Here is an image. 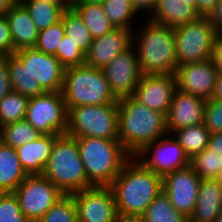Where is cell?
Returning <instances> with one entry per match:
<instances>
[{
    "mask_svg": "<svg viewBox=\"0 0 222 222\" xmlns=\"http://www.w3.org/2000/svg\"><path fill=\"white\" fill-rule=\"evenodd\" d=\"M167 134L164 113L144 106L133 96L118 99V139L131 157Z\"/></svg>",
    "mask_w": 222,
    "mask_h": 222,
    "instance_id": "obj_1",
    "label": "cell"
},
{
    "mask_svg": "<svg viewBox=\"0 0 222 222\" xmlns=\"http://www.w3.org/2000/svg\"><path fill=\"white\" fill-rule=\"evenodd\" d=\"M109 187L115 198L117 214L143 216L162 192V177L131 157Z\"/></svg>",
    "mask_w": 222,
    "mask_h": 222,
    "instance_id": "obj_2",
    "label": "cell"
},
{
    "mask_svg": "<svg viewBox=\"0 0 222 222\" xmlns=\"http://www.w3.org/2000/svg\"><path fill=\"white\" fill-rule=\"evenodd\" d=\"M146 20L140 31H133L132 36L142 74H175L178 64L174 29L149 18Z\"/></svg>",
    "mask_w": 222,
    "mask_h": 222,
    "instance_id": "obj_3",
    "label": "cell"
},
{
    "mask_svg": "<svg viewBox=\"0 0 222 222\" xmlns=\"http://www.w3.org/2000/svg\"><path fill=\"white\" fill-rule=\"evenodd\" d=\"M64 195L94 187L89 181L81 160L75 137L60 134L53 144L42 174Z\"/></svg>",
    "mask_w": 222,
    "mask_h": 222,
    "instance_id": "obj_4",
    "label": "cell"
},
{
    "mask_svg": "<svg viewBox=\"0 0 222 222\" xmlns=\"http://www.w3.org/2000/svg\"><path fill=\"white\" fill-rule=\"evenodd\" d=\"M75 138L88 181L93 186L109 187L131 156L119 140Z\"/></svg>",
    "mask_w": 222,
    "mask_h": 222,
    "instance_id": "obj_5",
    "label": "cell"
},
{
    "mask_svg": "<svg viewBox=\"0 0 222 222\" xmlns=\"http://www.w3.org/2000/svg\"><path fill=\"white\" fill-rule=\"evenodd\" d=\"M61 93L67 110L83 105L118 103L103 70L86 64L65 69Z\"/></svg>",
    "mask_w": 222,
    "mask_h": 222,
    "instance_id": "obj_6",
    "label": "cell"
},
{
    "mask_svg": "<svg viewBox=\"0 0 222 222\" xmlns=\"http://www.w3.org/2000/svg\"><path fill=\"white\" fill-rule=\"evenodd\" d=\"M67 135L118 139V103L83 105L68 110Z\"/></svg>",
    "mask_w": 222,
    "mask_h": 222,
    "instance_id": "obj_7",
    "label": "cell"
},
{
    "mask_svg": "<svg viewBox=\"0 0 222 222\" xmlns=\"http://www.w3.org/2000/svg\"><path fill=\"white\" fill-rule=\"evenodd\" d=\"M215 27L207 17L174 29L175 52L178 66L212 59L217 41Z\"/></svg>",
    "mask_w": 222,
    "mask_h": 222,
    "instance_id": "obj_8",
    "label": "cell"
},
{
    "mask_svg": "<svg viewBox=\"0 0 222 222\" xmlns=\"http://www.w3.org/2000/svg\"><path fill=\"white\" fill-rule=\"evenodd\" d=\"M25 119L42 135L66 134L68 110L61 92L30 98Z\"/></svg>",
    "mask_w": 222,
    "mask_h": 222,
    "instance_id": "obj_9",
    "label": "cell"
},
{
    "mask_svg": "<svg viewBox=\"0 0 222 222\" xmlns=\"http://www.w3.org/2000/svg\"><path fill=\"white\" fill-rule=\"evenodd\" d=\"M13 193L31 222H37L64 195L43 175H28Z\"/></svg>",
    "mask_w": 222,
    "mask_h": 222,
    "instance_id": "obj_10",
    "label": "cell"
},
{
    "mask_svg": "<svg viewBox=\"0 0 222 222\" xmlns=\"http://www.w3.org/2000/svg\"><path fill=\"white\" fill-rule=\"evenodd\" d=\"M134 158L161 177L190 165V158L172 134L149 143Z\"/></svg>",
    "mask_w": 222,
    "mask_h": 222,
    "instance_id": "obj_11",
    "label": "cell"
},
{
    "mask_svg": "<svg viewBox=\"0 0 222 222\" xmlns=\"http://www.w3.org/2000/svg\"><path fill=\"white\" fill-rule=\"evenodd\" d=\"M201 180L189 165L162 177V191L169 197L171 205L189 218L196 206Z\"/></svg>",
    "mask_w": 222,
    "mask_h": 222,
    "instance_id": "obj_12",
    "label": "cell"
},
{
    "mask_svg": "<svg viewBox=\"0 0 222 222\" xmlns=\"http://www.w3.org/2000/svg\"><path fill=\"white\" fill-rule=\"evenodd\" d=\"M23 63L31 77L39 82L46 92H61L65 67L54 56L35 47L23 48L14 53Z\"/></svg>",
    "mask_w": 222,
    "mask_h": 222,
    "instance_id": "obj_13",
    "label": "cell"
},
{
    "mask_svg": "<svg viewBox=\"0 0 222 222\" xmlns=\"http://www.w3.org/2000/svg\"><path fill=\"white\" fill-rule=\"evenodd\" d=\"M71 195L78 222H116L117 208L110 187L94 186Z\"/></svg>",
    "mask_w": 222,
    "mask_h": 222,
    "instance_id": "obj_14",
    "label": "cell"
},
{
    "mask_svg": "<svg viewBox=\"0 0 222 222\" xmlns=\"http://www.w3.org/2000/svg\"><path fill=\"white\" fill-rule=\"evenodd\" d=\"M102 70L117 99L133 96L143 76L133 46L114 57Z\"/></svg>",
    "mask_w": 222,
    "mask_h": 222,
    "instance_id": "obj_15",
    "label": "cell"
},
{
    "mask_svg": "<svg viewBox=\"0 0 222 222\" xmlns=\"http://www.w3.org/2000/svg\"><path fill=\"white\" fill-rule=\"evenodd\" d=\"M176 87L181 92L211 99L215 90L217 69L212 59L178 66Z\"/></svg>",
    "mask_w": 222,
    "mask_h": 222,
    "instance_id": "obj_16",
    "label": "cell"
},
{
    "mask_svg": "<svg viewBox=\"0 0 222 222\" xmlns=\"http://www.w3.org/2000/svg\"><path fill=\"white\" fill-rule=\"evenodd\" d=\"M176 89L174 74L143 75L133 97L144 106L167 116Z\"/></svg>",
    "mask_w": 222,
    "mask_h": 222,
    "instance_id": "obj_17",
    "label": "cell"
},
{
    "mask_svg": "<svg viewBox=\"0 0 222 222\" xmlns=\"http://www.w3.org/2000/svg\"><path fill=\"white\" fill-rule=\"evenodd\" d=\"M133 30L114 28L102 37L93 39L85 54V64L103 69L118 54L132 46Z\"/></svg>",
    "mask_w": 222,
    "mask_h": 222,
    "instance_id": "obj_18",
    "label": "cell"
},
{
    "mask_svg": "<svg viewBox=\"0 0 222 222\" xmlns=\"http://www.w3.org/2000/svg\"><path fill=\"white\" fill-rule=\"evenodd\" d=\"M206 99L176 89L167 118L169 135L180 128L203 124Z\"/></svg>",
    "mask_w": 222,
    "mask_h": 222,
    "instance_id": "obj_19",
    "label": "cell"
},
{
    "mask_svg": "<svg viewBox=\"0 0 222 222\" xmlns=\"http://www.w3.org/2000/svg\"><path fill=\"white\" fill-rule=\"evenodd\" d=\"M13 42V54L23 48L35 47L39 31L26 7L17 1L6 13Z\"/></svg>",
    "mask_w": 222,
    "mask_h": 222,
    "instance_id": "obj_20",
    "label": "cell"
},
{
    "mask_svg": "<svg viewBox=\"0 0 222 222\" xmlns=\"http://www.w3.org/2000/svg\"><path fill=\"white\" fill-rule=\"evenodd\" d=\"M197 196L189 222H215L222 209V184L217 179H202Z\"/></svg>",
    "mask_w": 222,
    "mask_h": 222,
    "instance_id": "obj_21",
    "label": "cell"
},
{
    "mask_svg": "<svg viewBox=\"0 0 222 222\" xmlns=\"http://www.w3.org/2000/svg\"><path fill=\"white\" fill-rule=\"evenodd\" d=\"M59 135H40L16 148L20 164L28 175H41Z\"/></svg>",
    "mask_w": 222,
    "mask_h": 222,
    "instance_id": "obj_22",
    "label": "cell"
},
{
    "mask_svg": "<svg viewBox=\"0 0 222 222\" xmlns=\"http://www.w3.org/2000/svg\"><path fill=\"white\" fill-rule=\"evenodd\" d=\"M198 17L195 8L182 0H158L148 18L175 29Z\"/></svg>",
    "mask_w": 222,
    "mask_h": 222,
    "instance_id": "obj_23",
    "label": "cell"
},
{
    "mask_svg": "<svg viewBox=\"0 0 222 222\" xmlns=\"http://www.w3.org/2000/svg\"><path fill=\"white\" fill-rule=\"evenodd\" d=\"M27 176L20 164L16 148L0 141V193L14 192Z\"/></svg>",
    "mask_w": 222,
    "mask_h": 222,
    "instance_id": "obj_24",
    "label": "cell"
},
{
    "mask_svg": "<svg viewBox=\"0 0 222 222\" xmlns=\"http://www.w3.org/2000/svg\"><path fill=\"white\" fill-rule=\"evenodd\" d=\"M9 68V75L13 91H17L28 99L44 94L46 91L37 80L30 76L24 63L15 55L3 57Z\"/></svg>",
    "mask_w": 222,
    "mask_h": 222,
    "instance_id": "obj_25",
    "label": "cell"
},
{
    "mask_svg": "<svg viewBox=\"0 0 222 222\" xmlns=\"http://www.w3.org/2000/svg\"><path fill=\"white\" fill-rule=\"evenodd\" d=\"M71 7L80 15L93 39L102 37L114 29L102 4H72Z\"/></svg>",
    "mask_w": 222,
    "mask_h": 222,
    "instance_id": "obj_26",
    "label": "cell"
},
{
    "mask_svg": "<svg viewBox=\"0 0 222 222\" xmlns=\"http://www.w3.org/2000/svg\"><path fill=\"white\" fill-rule=\"evenodd\" d=\"M20 2L28 10L39 32L60 22L63 12L71 7L40 0H21Z\"/></svg>",
    "mask_w": 222,
    "mask_h": 222,
    "instance_id": "obj_27",
    "label": "cell"
},
{
    "mask_svg": "<svg viewBox=\"0 0 222 222\" xmlns=\"http://www.w3.org/2000/svg\"><path fill=\"white\" fill-rule=\"evenodd\" d=\"M172 135L183 147L185 153L191 159L195 154L208 147L210 131L203 123L180 128L173 132Z\"/></svg>",
    "mask_w": 222,
    "mask_h": 222,
    "instance_id": "obj_28",
    "label": "cell"
},
{
    "mask_svg": "<svg viewBox=\"0 0 222 222\" xmlns=\"http://www.w3.org/2000/svg\"><path fill=\"white\" fill-rule=\"evenodd\" d=\"M61 21L65 34L70 37V40H72L84 54H86L93 42V37L80 15L70 7L63 12Z\"/></svg>",
    "mask_w": 222,
    "mask_h": 222,
    "instance_id": "obj_29",
    "label": "cell"
},
{
    "mask_svg": "<svg viewBox=\"0 0 222 222\" xmlns=\"http://www.w3.org/2000/svg\"><path fill=\"white\" fill-rule=\"evenodd\" d=\"M105 14L114 28L131 29L138 16L133 0H104L102 3ZM132 21H134L132 23Z\"/></svg>",
    "mask_w": 222,
    "mask_h": 222,
    "instance_id": "obj_30",
    "label": "cell"
},
{
    "mask_svg": "<svg viewBox=\"0 0 222 222\" xmlns=\"http://www.w3.org/2000/svg\"><path fill=\"white\" fill-rule=\"evenodd\" d=\"M41 135L26 119L0 127V141L17 148L37 139Z\"/></svg>",
    "mask_w": 222,
    "mask_h": 222,
    "instance_id": "obj_31",
    "label": "cell"
},
{
    "mask_svg": "<svg viewBox=\"0 0 222 222\" xmlns=\"http://www.w3.org/2000/svg\"><path fill=\"white\" fill-rule=\"evenodd\" d=\"M145 222H189V218L178 212L162 191L143 214Z\"/></svg>",
    "mask_w": 222,
    "mask_h": 222,
    "instance_id": "obj_32",
    "label": "cell"
},
{
    "mask_svg": "<svg viewBox=\"0 0 222 222\" xmlns=\"http://www.w3.org/2000/svg\"><path fill=\"white\" fill-rule=\"evenodd\" d=\"M29 99L10 91L0 101V127L25 119Z\"/></svg>",
    "mask_w": 222,
    "mask_h": 222,
    "instance_id": "obj_33",
    "label": "cell"
},
{
    "mask_svg": "<svg viewBox=\"0 0 222 222\" xmlns=\"http://www.w3.org/2000/svg\"><path fill=\"white\" fill-rule=\"evenodd\" d=\"M190 166L201 179H217L221 173V156L206 147L190 159Z\"/></svg>",
    "mask_w": 222,
    "mask_h": 222,
    "instance_id": "obj_34",
    "label": "cell"
},
{
    "mask_svg": "<svg viewBox=\"0 0 222 222\" xmlns=\"http://www.w3.org/2000/svg\"><path fill=\"white\" fill-rule=\"evenodd\" d=\"M37 222H78L72 195H63Z\"/></svg>",
    "mask_w": 222,
    "mask_h": 222,
    "instance_id": "obj_35",
    "label": "cell"
},
{
    "mask_svg": "<svg viewBox=\"0 0 222 222\" xmlns=\"http://www.w3.org/2000/svg\"><path fill=\"white\" fill-rule=\"evenodd\" d=\"M65 36L62 21L40 31L35 48L43 53L55 55L59 43Z\"/></svg>",
    "mask_w": 222,
    "mask_h": 222,
    "instance_id": "obj_36",
    "label": "cell"
},
{
    "mask_svg": "<svg viewBox=\"0 0 222 222\" xmlns=\"http://www.w3.org/2000/svg\"><path fill=\"white\" fill-rule=\"evenodd\" d=\"M54 56L65 68L85 64V54L72 40H70V37H68L66 34L59 43Z\"/></svg>",
    "mask_w": 222,
    "mask_h": 222,
    "instance_id": "obj_37",
    "label": "cell"
},
{
    "mask_svg": "<svg viewBox=\"0 0 222 222\" xmlns=\"http://www.w3.org/2000/svg\"><path fill=\"white\" fill-rule=\"evenodd\" d=\"M0 222H31L21 211L13 192L0 193Z\"/></svg>",
    "mask_w": 222,
    "mask_h": 222,
    "instance_id": "obj_38",
    "label": "cell"
},
{
    "mask_svg": "<svg viewBox=\"0 0 222 222\" xmlns=\"http://www.w3.org/2000/svg\"><path fill=\"white\" fill-rule=\"evenodd\" d=\"M206 128L210 134L222 132V100L208 99L206 100L204 120Z\"/></svg>",
    "mask_w": 222,
    "mask_h": 222,
    "instance_id": "obj_39",
    "label": "cell"
},
{
    "mask_svg": "<svg viewBox=\"0 0 222 222\" xmlns=\"http://www.w3.org/2000/svg\"><path fill=\"white\" fill-rule=\"evenodd\" d=\"M13 54V42L9 23L5 15H0V57Z\"/></svg>",
    "mask_w": 222,
    "mask_h": 222,
    "instance_id": "obj_40",
    "label": "cell"
},
{
    "mask_svg": "<svg viewBox=\"0 0 222 222\" xmlns=\"http://www.w3.org/2000/svg\"><path fill=\"white\" fill-rule=\"evenodd\" d=\"M12 90L8 63L3 57H0V101Z\"/></svg>",
    "mask_w": 222,
    "mask_h": 222,
    "instance_id": "obj_41",
    "label": "cell"
},
{
    "mask_svg": "<svg viewBox=\"0 0 222 222\" xmlns=\"http://www.w3.org/2000/svg\"><path fill=\"white\" fill-rule=\"evenodd\" d=\"M218 0H197L196 12L199 17H207L213 13Z\"/></svg>",
    "mask_w": 222,
    "mask_h": 222,
    "instance_id": "obj_42",
    "label": "cell"
},
{
    "mask_svg": "<svg viewBox=\"0 0 222 222\" xmlns=\"http://www.w3.org/2000/svg\"><path fill=\"white\" fill-rule=\"evenodd\" d=\"M209 20L215 27L218 37H222V0H218L213 13L209 16Z\"/></svg>",
    "mask_w": 222,
    "mask_h": 222,
    "instance_id": "obj_43",
    "label": "cell"
},
{
    "mask_svg": "<svg viewBox=\"0 0 222 222\" xmlns=\"http://www.w3.org/2000/svg\"><path fill=\"white\" fill-rule=\"evenodd\" d=\"M158 0H133L134 9L139 14L140 12H145L148 16L151 15L153 10L156 8V3Z\"/></svg>",
    "mask_w": 222,
    "mask_h": 222,
    "instance_id": "obj_44",
    "label": "cell"
},
{
    "mask_svg": "<svg viewBox=\"0 0 222 222\" xmlns=\"http://www.w3.org/2000/svg\"><path fill=\"white\" fill-rule=\"evenodd\" d=\"M212 60L215 64L218 74H222V37L217 38Z\"/></svg>",
    "mask_w": 222,
    "mask_h": 222,
    "instance_id": "obj_45",
    "label": "cell"
},
{
    "mask_svg": "<svg viewBox=\"0 0 222 222\" xmlns=\"http://www.w3.org/2000/svg\"><path fill=\"white\" fill-rule=\"evenodd\" d=\"M208 148L213 152L222 155V132L210 134Z\"/></svg>",
    "mask_w": 222,
    "mask_h": 222,
    "instance_id": "obj_46",
    "label": "cell"
},
{
    "mask_svg": "<svg viewBox=\"0 0 222 222\" xmlns=\"http://www.w3.org/2000/svg\"><path fill=\"white\" fill-rule=\"evenodd\" d=\"M116 222H145L143 216L117 214Z\"/></svg>",
    "mask_w": 222,
    "mask_h": 222,
    "instance_id": "obj_47",
    "label": "cell"
},
{
    "mask_svg": "<svg viewBox=\"0 0 222 222\" xmlns=\"http://www.w3.org/2000/svg\"><path fill=\"white\" fill-rule=\"evenodd\" d=\"M212 98L222 100V74H218Z\"/></svg>",
    "mask_w": 222,
    "mask_h": 222,
    "instance_id": "obj_48",
    "label": "cell"
},
{
    "mask_svg": "<svg viewBox=\"0 0 222 222\" xmlns=\"http://www.w3.org/2000/svg\"><path fill=\"white\" fill-rule=\"evenodd\" d=\"M16 2V0H0V15H5Z\"/></svg>",
    "mask_w": 222,
    "mask_h": 222,
    "instance_id": "obj_49",
    "label": "cell"
},
{
    "mask_svg": "<svg viewBox=\"0 0 222 222\" xmlns=\"http://www.w3.org/2000/svg\"><path fill=\"white\" fill-rule=\"evenodd\" d=\"M40 1H46L52 4H56L59 6H71L72 0H40Z\"/></svg>",
    "mask_w": 222,
    "mask_h": 222,
    "instance_id": "obj_50",
    "label": "cell"
},
{
    "mask_svg": "<svg viewBox=\"0 0 222 222\" xmlns=\"http://www.w3.org/2000/svg\"><path fill=\"white\" fill-rule=\"evenodd\" d=\"M104 0H72V4H87V3H99L102 4Z\"/></svg>",
    "mask_w": 222,
    "mask_h": 222,
    "instance_id": "obj_51",
    "label": "cell"
},
{
    "mask_svg": "<svg viewBox=\"0 0 222 222\" xmlns=\"http://www.w3.org/2000/svg\"><path fill=\"white\" fill-rule=\"evenodd\" d=\"M182 1L196 8L197 0H182Z\"/></svg>",
    "mask_w": 222,
    "mask_h": 222,
    "instance_id": "obj_52",
    "label": "cell"
},
{
    "mask_svg": "<svg viewBox=\"0 0 222 222\" xmlns=\"http://www.w3.org/2000/svg\"><path fill=\"white\" fill-rule=\"evenodd\" d=\"M215 222H222V209L219 212V214L216 216Z\"/></svg>",
    "mask_w": 222,
    "mask_h": 222,
    "instance_id": "obj_53",
    "label": "cell"
},
{
    "mask_svg": "<svg viewBox=\"0 0 222 222\" xmlns=\"http://www.w3.org/2000/svg\"><path fill=\"white\" fill-rule=\"evenodd\" d=\"M217 180L222 184V172L220 173L219 177L217 178Z\"/></svg>",
    "mask_w": 222,
    "mask_h": 222,
    "instance_id": "obj_54",
    "label": "cell"
},
{
    "mask_svg": "<svg viewBox=\"0 0 222 222\" xmlns=\"http://www.w3.org/2000/svg\"><path fill=\"white\" fill-rule=\"evenodd\" d=\"M221 156V172H222V155H220Z\"/></svg>",
    "mask_w": 222,
    "mask_h": 222,
    "instance_id": "obj_55",
    "label": "cell"
}]
</instances>
